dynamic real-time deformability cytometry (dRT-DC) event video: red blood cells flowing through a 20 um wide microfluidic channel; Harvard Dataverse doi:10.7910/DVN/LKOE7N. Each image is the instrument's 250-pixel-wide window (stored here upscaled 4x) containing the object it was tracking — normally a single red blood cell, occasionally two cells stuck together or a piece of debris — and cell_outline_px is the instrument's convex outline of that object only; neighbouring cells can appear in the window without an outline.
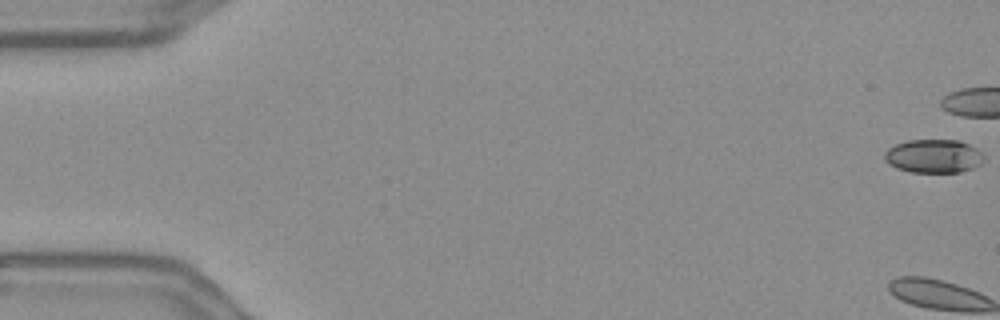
{"species": "Egyptian fruit bat (a non-hibernating species)", "species_latin": "Rousettus aegyptiacus", "temperature_condition": "warm", "stored_images_in_passage": 60, "camera_frame_rate_fps": 3000, "um_per_image_px": 0.085, "frame": {"image": 1, "passage_image": 1, "time_ms": 0.0, "image_size_px": [1000, 320], "cell_outline_px": [[984, 160], [980, 164], [972, 168], [960, 172], [912, 172], [896, 168], [888, 164], [884, 160], [884, 152], [888, 148], [896, 144], [908, 140], [960, 140], [976, 148], [984, 156]], "centroid_in_image_um": [79.33, 13.27], "position_along_channel_um": 5.7, "area_um2": 19.48}, "authors_computed_cell_mechanics": {"area_um2": 18.1203, "velocity_mm_per_s": 3.5823, "shape_relaxation_time_tau1_ms": 5.436, "shape_relaxation_time_tau2_ms": null, "deformation_change_tau1": 0.1787, "deformation_change_tau2": null}}